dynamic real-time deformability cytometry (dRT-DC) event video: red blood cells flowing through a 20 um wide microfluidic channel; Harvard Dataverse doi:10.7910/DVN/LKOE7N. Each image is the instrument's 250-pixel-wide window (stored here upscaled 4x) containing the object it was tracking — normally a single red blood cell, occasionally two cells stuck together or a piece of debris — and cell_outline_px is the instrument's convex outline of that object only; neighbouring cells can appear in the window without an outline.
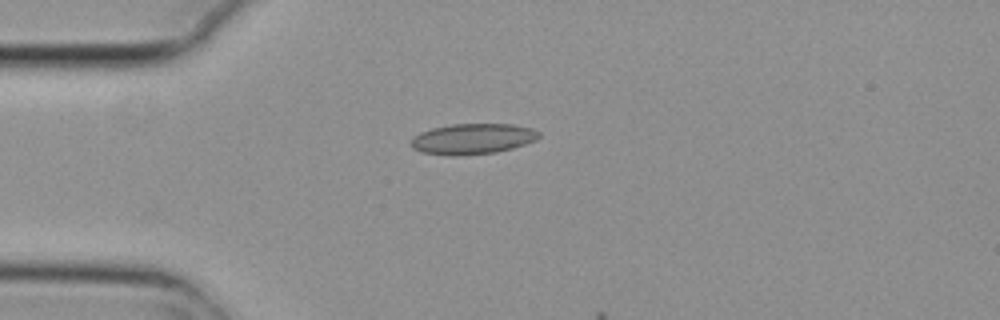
{"species": "common noctule bat (a hibernating species)", "species_latin": "Nyctalus noctula", "temperature_condition": "cold", "stored_images_in_passage": 5, "camera_frame_rate_fps": 3000, "um_per_image_px": 0.085, "animal": {"sex": "female", "body_mass_g": 29.2, "forearm_length_mm": 56.3}, "frame": {"image": 1, "passage_image": 4, "time_ms": 1.0, "image_size_px": [1000, 320], "cell_outline_px": [[540, 136], [536, 140], [512, 148], [496, 152], [452, 156], [420, 152], [412, 148], [412, 136], [420, 132], [432, 128], [452, 124], [512, 124], [532, 128], [540, 132]], "centroid_in_image_um": [40.16, 11.8], "position_along_channel_um": 44.8, "area_um2": 22.83}}